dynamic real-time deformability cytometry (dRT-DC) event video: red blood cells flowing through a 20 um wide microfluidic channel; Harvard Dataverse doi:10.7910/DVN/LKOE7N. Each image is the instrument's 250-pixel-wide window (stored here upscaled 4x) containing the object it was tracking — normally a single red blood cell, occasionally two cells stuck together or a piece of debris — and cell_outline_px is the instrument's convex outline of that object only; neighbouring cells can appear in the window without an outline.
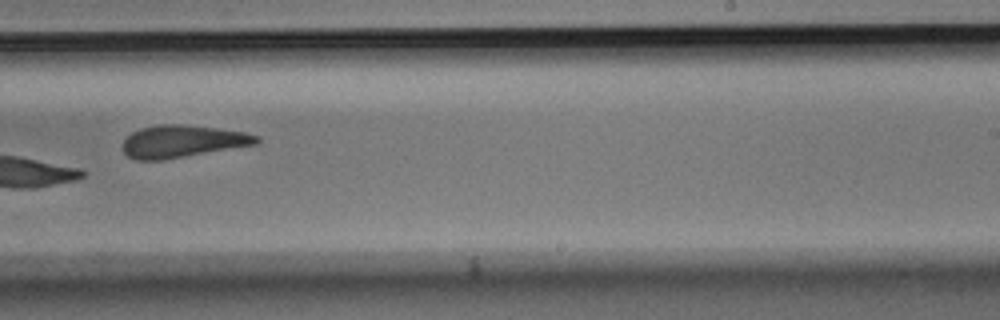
{"species": "Egyptian fruit bat (a non-hibernating species)", "species_latin": "Rousettus aegyptiacus", "temperature_condition": "room temperature", "stored_images_in_passage": 13, "camera_frame_rate_fps": 3000, "um_per_image_px": 0.085, "animal": {"sex": "male"}, "frame": {"image": 1, "passage_image": 8, "time_ms": 2.333, "image_size_px": [1000, 320], "cell_outline_px": [[260, 144], [160, 160], [136, 160], [128, 156], [124, 152], [124, 140], [132, 132], [140, 128], [160, 124], [180, 124], [216, 128], [244, 132], [260, 136]], "centroid_in_image_um": [15.55, 12.01], "position_along_channel_um": 273.5, "area_um2": 25.09}}